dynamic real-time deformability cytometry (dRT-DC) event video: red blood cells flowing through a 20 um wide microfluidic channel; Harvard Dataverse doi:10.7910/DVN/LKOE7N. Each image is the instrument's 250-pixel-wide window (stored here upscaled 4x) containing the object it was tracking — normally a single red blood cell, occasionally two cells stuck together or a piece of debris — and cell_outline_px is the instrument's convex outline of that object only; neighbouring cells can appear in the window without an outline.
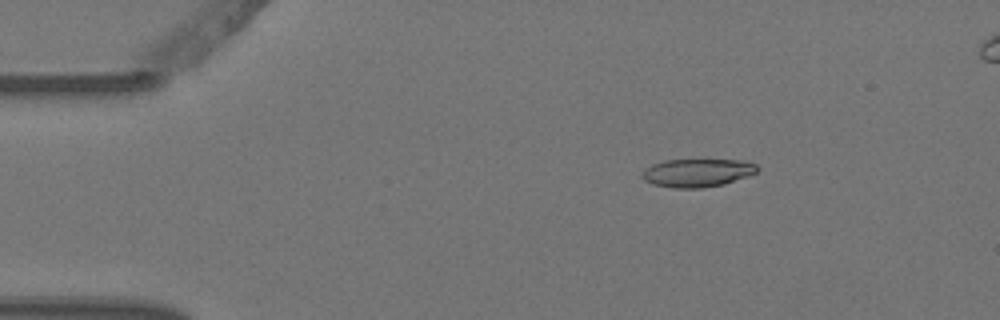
{"species": "Egyptian fruit bat (a non-hibernating species)", "species_latin": "Rousettus aegyptiacus", "temperature_condition": "warm", "stored_images_in_passage": 5, "camera_frame_rate_fps": 3000, "um_per_image_px": 0.085, "animal": {"sex": "female"}, "frame": {"image": 1, "passage_image": 3, "time_ms": 0.667, "image_size_px": [1000, 320], "cell_outline_px": [[760, 168], [756, 172], [748, 176], [724, 184], [704, 188], [672, 188], [652, 184], [644, 180], [640, 176], [644, 168], [652, 164], [664, 160], [740, 160], [756, 164]], "centroid_in_image_um": [59.24, 14.69], "position_along_channel_um": 25.8, "area_um2": 19.07}}